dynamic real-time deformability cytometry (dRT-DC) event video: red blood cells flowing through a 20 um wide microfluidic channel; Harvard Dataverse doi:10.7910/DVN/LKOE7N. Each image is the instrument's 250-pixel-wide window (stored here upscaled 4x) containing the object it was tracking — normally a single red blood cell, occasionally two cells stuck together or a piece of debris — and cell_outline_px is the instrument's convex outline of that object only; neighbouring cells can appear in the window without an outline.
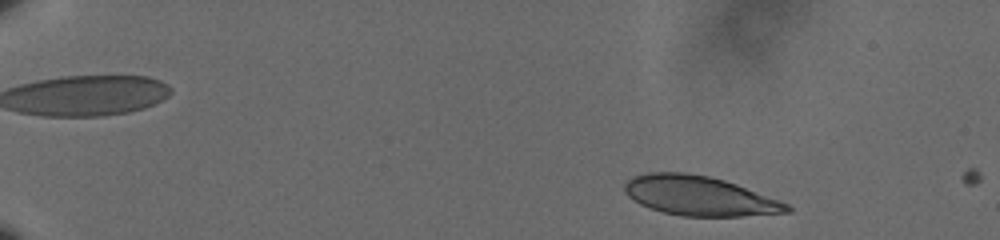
{"species": "human", "species_latin": "Homo sapiens", "temperature_condition": "cold", "stored_images_in_passage": 54, "camera_frame_rate_fps": 3000, "um_per_image_px": 0.085, "donor": {"sex": "male"}, "frame": {"image": 1, "passage_image": 3, "time_ms": 0.667, "image_size_px": [1000, 240], "cell_outline_px": [[792, 212], [740, 216], [684, 216], [664, 212], [640, 204], [632, 200], [628, 196], [624, 188], [624, 184], [628, 180], [636, 176], [648, 172], [684, 172], [708, 176], [724, 180], [736, 184], [788, 204], [792, 208]], "centroid_in_image_um": [59.44, 16.65], "position_along_channel_um": 25.6, "area_um2": 36.99}}
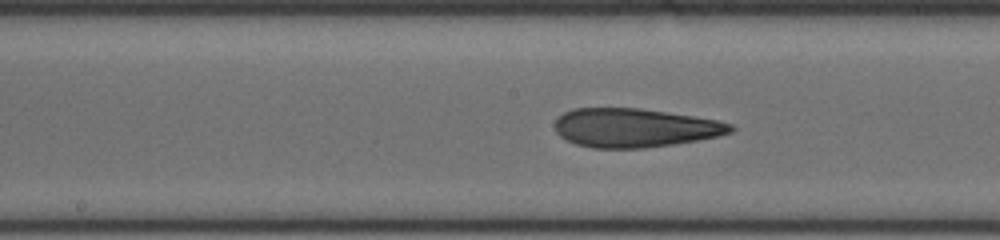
{"frame": {"image": 2, "passage_image": 28, "time_ms": 9.0, "image_size_px": [1000, 240], "cell_outline_px": [[736, 128], [732, 132], [716, 136], [696, 140], [672, 144], [644, 148], [592, 148], [576, 144], [560, 136], [556, 132], [556, 120], [564, 112], [572, 108], [640, 108], [692, 116], [716, 120], [732, 124]], "centroid_in_image_um": [53.94, 10.86], "position_along_channel_um": 194.3, "area_um2": 39.48}}
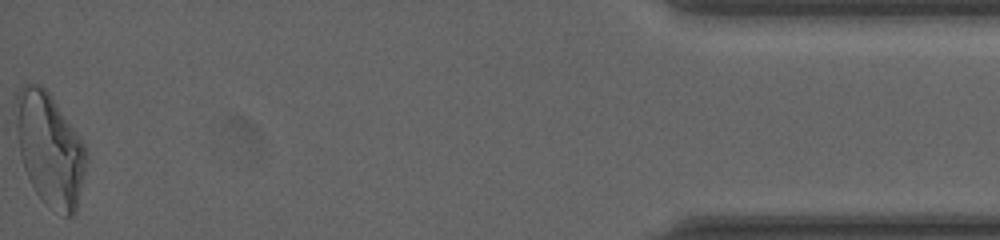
{"frame": {"image": 3, "passage_image": 54, "time_ms": 17.667, "image_size_px": [1000, 240], "cell_outline_px": [[88, 160], [76, 212], [72, 216], [64, 216], [48, 208], [44, 204], [36, 192], [24, 168], [20, 156], [16, 128], [16, 96], [20, 88], [24, 84], [40, 84], [48, 92], [80, 136], [88, 152]], "centroid_in_image_um": [4.26, 12.73], "position_along_channel_um": 430.9, "area_um2": 46.47}, "authors_computed_cell_mechanics": {"area_um2": 39.7953, "velocity_mm_per_s": 3.5863, "shape_relaxation_time_tau1_ms": null, "shape_relaxation_time_tau2_ms": 2.545, "deformation_change_tau1": null, "deformation_change_tau2": 0.116}}